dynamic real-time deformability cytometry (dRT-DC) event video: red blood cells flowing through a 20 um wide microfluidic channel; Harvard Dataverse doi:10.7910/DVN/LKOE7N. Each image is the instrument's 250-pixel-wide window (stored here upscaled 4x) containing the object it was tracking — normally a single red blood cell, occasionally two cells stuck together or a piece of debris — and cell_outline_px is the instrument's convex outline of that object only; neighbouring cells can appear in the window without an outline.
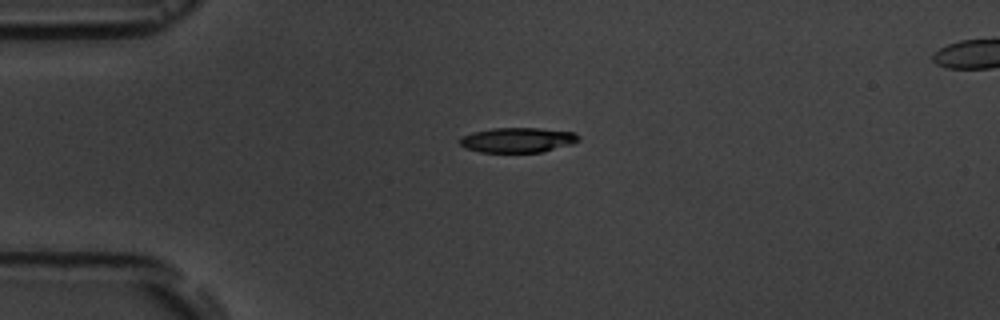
{"species": "common noctule bat (a hibernating species)", "species_latin": "Nyctalus noctula", "temperature_condition": "room temperature", "stored_images_in_passage": 3, "segment_of_instrument_passage": [1, 2], "camera_frame_rate_fps": 3000, "um_per_image_px": 0.085, "animal": {"sex": "male", "body_mass_g": 19.5, "forearm_length_mm": 54.6}, "frame": {"image": 1, "passage_image": 1, "time_ms": 0.0, "image_size_px": [1000, 320], "cell_outline_px": [[580, 140], [572, 144], [540, 152], [480, 152], [464, 148], [460, 144], [460, 136], [472, 132], [492, 128], [540, 128], [576, 132], [580, 136]], "centroid_in_image_um": [44.0, 11.89], "position_along_channel_um": 41.0, "area_um2": 17.4}}